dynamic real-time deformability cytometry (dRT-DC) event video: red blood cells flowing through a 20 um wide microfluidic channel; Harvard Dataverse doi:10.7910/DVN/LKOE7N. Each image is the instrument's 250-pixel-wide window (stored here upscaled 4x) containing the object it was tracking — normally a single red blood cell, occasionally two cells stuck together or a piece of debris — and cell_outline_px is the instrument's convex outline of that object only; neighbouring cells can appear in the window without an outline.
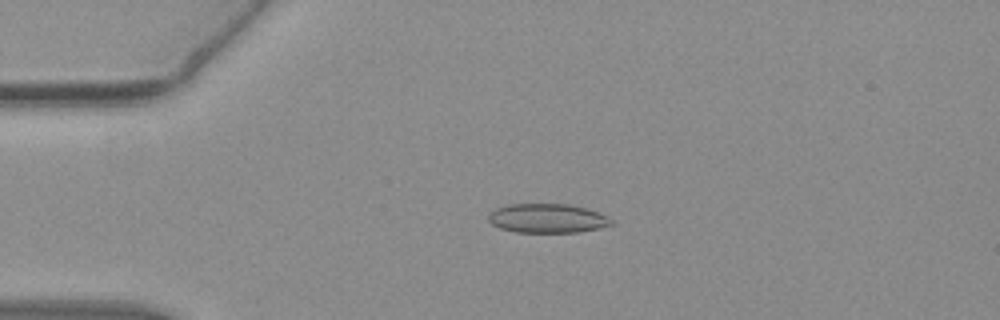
{"species": "common noctule bat (a hibernating species)", "species_latin": "Nyctalus noctula", "temperature_condition": "warm", "stored_images_in_passage": 54, "camera_frame_rate_fps": 3000, "um_per_image_px": 0.085, "animal": {"sex": "female", "body_mass_g": 19.3, "forearm_length_mm": 54.1}, "frame": {"image": 1, "passage_image": 13, "time_ms": 4.0, "image_size_px": [1000, 320], "cell_outline_px": [[616, 224], [600, 228], [580, 232], [516, 232], [500, 228], [492, 224], [488, 220], [488, 216], [496, 208], [508, 204], [568, 204], [584, 208], [596, 212], [612, 220]], "centroid_in_image_um": [46.52, 18.56], "position_along_channel_um": 38.5, "area_um2": 20.75}}
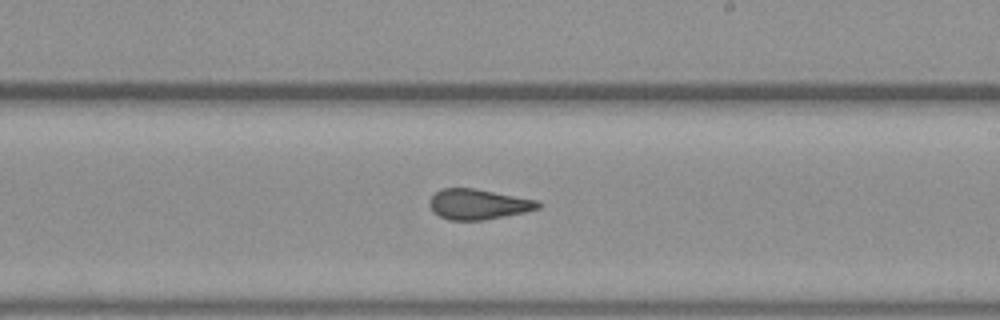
{"frame": {"image": 2, "passage_image": 32, "time_ms": 10.333, "image_size_px": [1000, 320], "cell_outline_px": [[544, 204], [540, 208], [524, 212], [484, 220], [448, 220], [432, 212], [428, 204], [428, 200], [440, 188], [472, 188], [540, 200]], "centroid_in_image_um": [40.65, 17.36], "position_along_channel_um": 248.3, "area_um2": 19.42}}
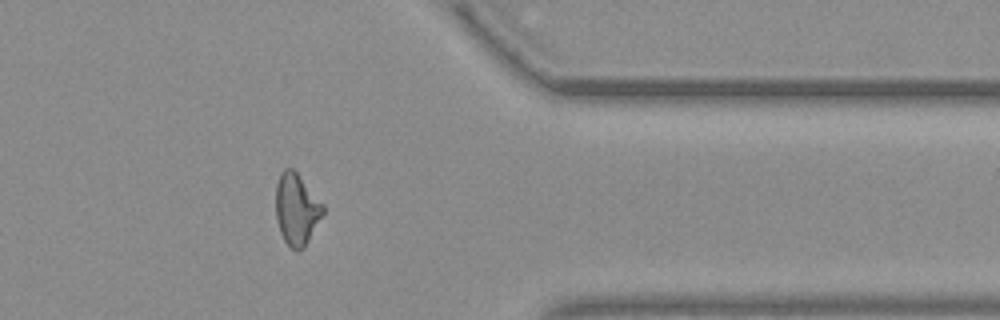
{"frame": {"image": 3, "passage_image": 44, "time_ms": 14.333, "image_size_px": [1000, 320], "cell_outline_px": [[324, 212], [304, 248], [296, 252], [284, 240], [280, 232], [276, 220], [276, 184], [280, 172], [284, 168], [292, 168], [296, 172], [324, 204]], "centroid_in_image_um": [25.2, 17.78], "position_along_channel_um": 386.2, "area_um2": 19.65}, "authors_computed_cell_mechanics": {"area_um2": 20.1722, "velocity_mm_per_s": 3.836, "shape_relaxation_time_tau1_ms": null, "shape_relaxation_time_tau2_ms": 1.7063, "deformation_change_tau1": null, "deformation_change_tau2": 0.0782}}